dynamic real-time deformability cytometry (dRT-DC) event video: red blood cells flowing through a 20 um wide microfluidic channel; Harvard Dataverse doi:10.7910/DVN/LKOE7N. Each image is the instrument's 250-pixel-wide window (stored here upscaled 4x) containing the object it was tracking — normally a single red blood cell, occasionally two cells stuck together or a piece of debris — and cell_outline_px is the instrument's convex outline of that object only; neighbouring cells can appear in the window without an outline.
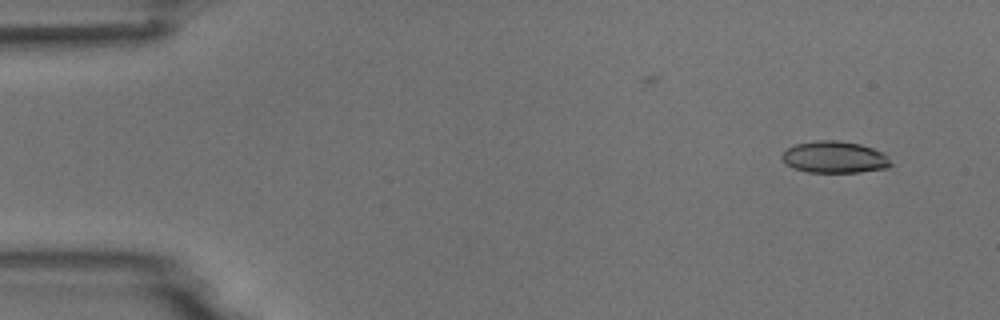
{"species": "common noctule bat (a hibernating species)", "species_latin": "Nyctalus noctula", "temperature_condition": "room temperature", "stored_images_in_passage": 4, "camera_frame_rate_fps": 3000, "um_per_image_px": 0.085, "animal": {"sex": "male", "body_mass_g": 18.8}, "frame": {"image": 1, "passage_image": 1, "time_ms": 0.0, "image_size_px": [1000, 320], "cell_outline_px": [[892, 164], [888, 168], [860, 172], [808, 172], [792, 168], [784, 164], [780, 156], [788, 148], [796, 144], [816, 140], [840, 140], [860, 144], [884, 152], [888, 156]], "centroid_in_image_um": [70.94, 13.36], "position_along_channel_um": 14.1, "area_um2": 20.4}}
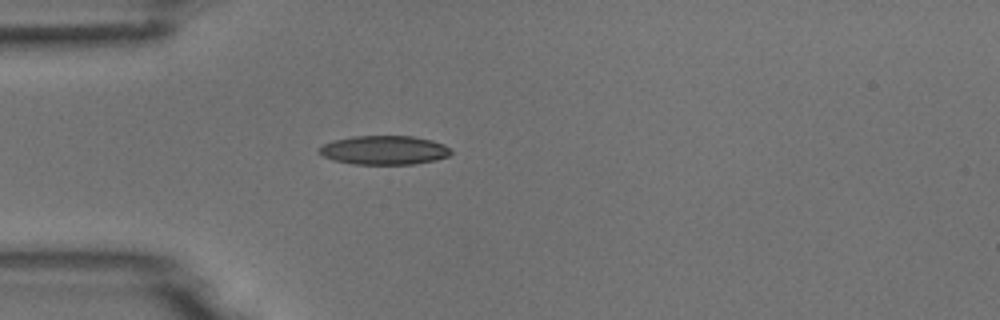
{"frame": {"image": 2, "passage_image": 4, "time_ms": 1.0, "image_size_px": [1000, 320], "cell_outline_px": [[452, 152], [448, 156], [436, 160], [412, 164], [352, 164], [332, 160], [316, 152], [324, 144], [332, 140], [352, 136], [412, 136], [432, 140], [444, 144]], "centroid_in_image_um": [32.63, 12.76], "position_along_channel_um": 52.4, "area_um2": 22.31}}